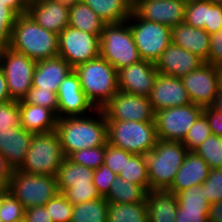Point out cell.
Wrapping results in <instances>:
<instances>
[{
	"label": "cell",
	"instance_id": "obj_1",
	"mask_svg": "<svg viewBox=\"0 0 222 222\" xmlns=\"http://www.w3.org/2000/svg\"><path fill=\"white\" fill-rule=\"evenodd\" d=\"M90 114L58 118L55 131L65 157L74 151L106 146L108 142L106 116L102 109L92 112L96 117Z\"/></svg>",
	"mask_w": 222,
	"mask_h": 222
},
{
	"label": "cell",
	"instance_id": "obj_2",
	"mask_svg": "<svg viewBox=\"0 0 222 222\" xmlns=\"http://www.w3.org/2000/svg\"><path fill=\"white\" fill-rule=\"evenodd\" d=\"M9 48L35 61L53 58L58 56V34L38 25L27 13L18 15Z\"/></svg>",
	"mask_w": 222,
	"mask_h": 222
},
{
	"label": "cell",
	"instance_id": "obj_3",
	"mask_svg": "<svg viewBox=\"0 0 222 222\" xmlns=\"http://www.w3.org/2000/svg\"><path fill=\"white\" fill-rule=\"evenodd\" d=\"M73 70L78 75L82 91L96 109H102L119 91L117 70L101 56Z\"/></svg>",
	"mask_w": 222,
	"mask_h": 222
},
{
	"label": "cell",
	"instance_id": "obj_4",
	"mask_svg": "<svg viewBox=\"0 0 222 222\" xmlns=\"http://www.w3.org/2000/svg\"><path fill=\"white\" fill-rule=\"evenodd\" d=\"M188 151L181 141L158 139L156 146L145 155L150 190H167L172 185Z\"/></svg>",
	"mask_w": 222,
	"mask_h": 222
},
{
	"label": "cell",
	"instance_id": "obj_5",
	"mask_svg": "<svg viewBox=\"0 0 222 222\" xmlns=\"http://www.w3.org/2000/svg\"><path fill=\"white\" fill-rule=\"evenodd\" d=\"M100 56L117 71L142 60L127 21L104 25L100 36Z\"/></svg>",
	"mask_w": 222,
	"mask_h": 222
},
{
	"label": "cell",
	"instance_id": "obj_6",
	"mask_svg": "<svg viewBox=\"0 0 222 222\" xmlns=\"http://www.w3.org/2000/svg\"><path fill=\"white\" fill-rule=\"evenodd\" d=\"M65 155L56 131L33 134L21 171L39 175L57 176Z\"/></svg>",
	"mask_w": 222,
	"mask_h": 222
},
{
	"label": "cell",
	"instance_id": "obj_7",
	"mask_svg": "<svg viewBox=\"0 0 222 222\" xmlns=\"http://www.w3.org/2000/svg\"><path fill=\"white\" fill-rule=\"evenodd\" d=\"M108 143L133 154H148L158 141L155 122L107 121Z\"/></svg>",
	"mask_w": 222,
	"mask_h": 222
},
{
	"label": "cell",
	"instance_id": "obj_8",
	"mask_svg": "<svg viewBox=\"0 0 222 222\" xmlns=\"http://www.w3.org/2000/svg\"><path fill=\"white\" fill-rule=\"evenodd\" d=\"M7 190L27 209L45 204L58 190L57 178L15 169Z\"/></svg>",
	"mask_w": 222,
	"mask_h": 222
},
{
	"label": "cell",
	"instance_id": "obj_9",
	"mask_svg": "<svg viewBox=\"0 0 222 222\" xmlns=\"http://www.w3.org/2000/svg\"><path fill=\"white\" fill-rule=\"evenodd\" d=\"M93 174V169L65 158L56 176L58 190L73 206L101 198L93 184Z\"/></svg>",
	"mask_w": 222,
	"mask_h": 222
},
{
	"label": "cell",
	"instance_id": "obj_10",
	"mask_svg": "<svg viewBox=\"0 0 222 222\" xmlns=\"http://www.w3.org/2000/svg\"><path fill=\"white\" fill-rule=\"evenodd\" d=\"M142 60L155 63L171 43L172 28L139 18L134 12L126 20Z\"/></svg>",
	"mask_w": 222,
	"mask_h": 222
},
{
	"label": "cell",
	"instance_id": "obj_11",
	"mask_svg": "<svg viewBox=\"0 0 222 222\" xmlns=\"http://www.w3.org/2000/svg\"><path fill=\"white\" fill-rule=\"evenodd\" d=\"M0 66L4 72L10 97L23 100L32 88L36 61L11 48L0 50Z\"/></svg>",
	"mask_w": 222,
	"mask_h": 222
},
{
	"label": "cell",
	"instance_id": "obj_12",
	"mask_svg": "<svg viewBox=\"0 0 222 222\" xmlns=\"http://www.w3.org/2000/svg\"><path fill=\"white\" fill-rule=\"evenodd\" d=\"M203 109L204 107L191 103L155 112L154 122L158 139L182 142L203 113Z\"/></svg>",
	"mask_w": 222,
	"mask_h": 222
},
{
	"label": "cell",
	"instance_id": "obj_13",
	"mask_svg": "<svg viewBox=\"0 0 222 222\" xmlns=\"http://www.w3.org/2000/svg\"><path fill=\"white\" fill-rule=\"evenodd\" d=\"M58 56L74 69L100 56V37L67 26L58 34Z\"/></svg>",
	"mask_w": 222,
	"mask_h": 222
},
{
	"label": "cell",
	"instance_id": "obj_14",
	"mask_svg": "<svg viewBox=\"0 0 222 222\" xmlns=\"http://www.w3.org/2000/svg\"><path fill=\"white\" fill-rule=\"evenodd\" d=\"M107 121L154 122L149 97L118 91L102 108Z\"/></svg>",
	"mask_w": 222,
	"mask_h": 222
},
{
	"label": "cell",
	"instance_id": "obj_15",
	"mask_svg": "<svg viewBox=\"0 0 222 222\" xmlns=\"http://www.w3.org/2000/svg\"><path fill=\"white\" fill-rule=\"evenodd\" d=\"M181 80L193 104L202 107L214 104L219 90L215 66L204 62L196 70L182 76Z\"/></svg>",
	"mask_w": 222,
	"mask_h": 222
},
{
	"label": "cell",
	"instance_id": "obj_16",
	"mask_svg": "<svg viewBox=\"0 0 222 222\" xmlns=\"http://www.w3.org/2000/svg\"><path fill=\"white\" fill-rule=\"evenodd\" d=\"M186 4L187 0H138L133 12L141 19L172 28L184 22Z\"/></svg>",
	"mask_w": 222,
	"mask_h": 222
},
{
	"label": "cell",
	"instance_id": "obj_17",
	"mask_svg": "<svg viewBox=\"0 0 222 222\" xmlns=\"http://www.w3.org/2000/svg\"><path fill=\"white\" fill-rule=\"evenodd\" d=\"M57 97L58 118L84 116L87 115V112L96 110L82 91L80 80L74 70L61 82L57 90Z\"/></svg>",
	"mask_w": 222,
	"mask_h": 222
},
{
	"label": "cell",
	"instance_id": "obj_18",
	"mask_svg": "<svg viewBox=\"0 0 222 222\" xmlns=\"http://www.w3.org/2000/svg\"><path fill=\"white\" fill-rule=\"evenodd\" d=\"M157 75L155 63L140 60L117 71L118 90L149 97Z\"/></svg>",
	"mask_w": 222,
	"mask_h": 222
},
{
	"label": "cell",
	"instance_id": "obj_19",
	"mask_svg": "<svg viewBox=\"0 0 222 222\" xmlns=\"http://www.w3.org/2000/svg\"><path fill=\"white\" fill-rule=\"evenodd\" d=\"M154 112L191 104V100L181 78L158 73L149 96Z\"/></svg>",
	"mask_w": 222,
	"mask_h": 222
},
{
	"label": "cell",
	"instance_id": "obj_20",
	"mask_svg": "<svg viewBox=\"0 0 222 222\" xmlns=\"http://www.w3.org/2000/svg\"><path fill=\"white\" fill-rule=\"evenodd\" d=\"M202 63L204 62L193 53L170 43L155 62V68L161 75L181 78L196 70Z\"/></svg>",
	"mask_w": 222,
	"mask_h": 222
},
{
	"label": "cell",
	"instance_id": "obj_21",
	"mask_svg": "<svg viewBox=\"0 0 222 222\" xmlns=\"http://www.w3.org/2000/svg\"><path fill=\"white\" fill-rule=\"evenodd\" d=\"M27 14L38 25L57 34L69 26V10L55 0H30Z\"/></svg>",
	"mask_w": 222,
	"mask_h": 222
},
{
	"label": "cell",
	"instance_id": "obj_22",
	"mask_svg": "<svg viewBox=\"0 0 222 222\" xmlns=\"http://www.w3.org/2000/svg\"><path fill=\"white\" fill-rule=\"evenodd\" d=\"M211 168L207 162L194 151H188L184 163L175 175L172 185L167 189L174 194L190 188L202 185L208 178Z\"/></svg>",
	"mask_w": 222,
	"mask_h": 222
},
{
	"label": "cell",
	"instance_id": "obj_23",
	"mask_svg": "<svg viewBox=\"0 0 222 222\" xmlns=\"http://www.w3.org/2000/svg\"><path fill=\"white\" fill-rule=\"evenodd\" d=\"M171 43L188 50L203 62H208L210 35L206 30L180 23L172 27Z\"/></svg>",
	"mask_w": 222,
	"mask_h": 222
},
{
	"label": "cell",
	"instance_id": "obj_24",
	"mask_svg": "<svg viewBox=\"0 0 222 222\" xmlns=\"http://www.w3.org/2000/svg\"><path fill=\"white\" fill-rule=\"evenodd\" d=\"M71 71V65L60 56L36 61L32 87L57 93L61 82Z\"/></svg>",
	"mask_w": 222,
	"mask_h": 222
},
{
	"label": "cell",
	"instance_id": "obj_25",
	"mask_svg": "<svg viewBox=\"0 0 222 222\" xmlns=\"http://www.w3.org/2000/svg\"><path fill=\"white\" fill-rule=\"evenodd\" d=\"M33 133L17 126L0 132V153L5 156L14 169L24 162L29 150Z\"/></svg>",
	"mask_w": 222,
	"mask_h": 222
},
{
	"label": "cell",
	"instance_id": "obj_26",
	"mask_svg": "<svg viewBox=\"0 0 222 222\" xmlns=\"http://www.w3.org/2000/svg\"><path fill=\"white\" fill-rule=\"evenodd\" d=\"M20 126L33 134L55 131L58 116L42 106L19 101Z\"/></svg>",
	"mask_w": 222,
	"mask_h": 222
},
{
	"label": "cell",
	"instance_id": "obj_27",
	"mask_svg": "<svg viewBox=\"0 0 222 222\" xmlns=\"http://www.w3.org/2000/svg\"><path fill=\"white\" fill-rule=\"evenodd\" d=\"M148 222H175L176 195L169 190H149L146 195Z\"/></svg>",
	"mask_w": 222,
	"mask_h": 222
},
{
	"label": "cell",
	"instance_id": "obj_28",
	"mask_svg": "<svg viewBox=\"0 0 222 222\" xmlns=\"http://www.w3.org/2000/svg\"><path fill=\"white\" fill-rule=\"evenodd\" d=\"M88 5L106 24L122 23L133 12L131 0H81Z\"/></svg>",
	"mask_w": 222,
	"mask_h": 222
},
{
	"label": "cell",
	"instance_id": "obj_29",
	"mask_svg": "<svg viewBox=\"0 0 222 222\" xmlns=\"http://www.w3.org/2000/svg\"><path fill=\"white\" fill-rule=\"evenodd\" d=\"M69 26L101 36L106 24L88 5L80 1L69 10Z\"/></svg>",
	"mask_w": 222,
	"mask_h": 222
},
{
	"label": "cell",
	"instance_id": "obj_30",
	"mask_svg": "<svg viewBox=\"0 0 222 222\" xmlns=\"http://www.w3.org/2000/svg\"><path fill=\"white\" fill-rule=\"evenodd\" d=\"M147 191L140 185L133 184L117 175L109 193L104 197L110 203L146 202Z\"/></svg>",
	"mask_w": 222,
	"mask_h": 222
},
{
	"label": "cell",
	"instance_id": "obj_31",
	"mask_svg": "<svg viewBox=\"0 0 222 222\" xmlns=\"http://www.w3.org/2000/svg\"><path fill=\"white\" fill-rule=\"evenodd\" d=\"M107 222H148L146 202L108 204Z\"/></svg>",
	"mask_w": 222,
	"mask_h": 222
},
{
	"label": "cell",
	"instance_id": "obj_32",
	"mask_svg": "<svg viewBox=\"0 0 222 222\" xmlns=\"http://www.w3.org/2000/svg\"><path fill=\"white\" fill-rule=\"evenodd\" d=\"M108 204L101 197L75 205L71 222H107Z\"/></svg>",
	"mask_w": 222,
	"mask_h": 222
},
{
	"label": "cell",
	"instance_id": "obj_33",
	"mask_svg": "<svg viewBox=\"0 0 222 222\" xmlns=\"http://www.w3.org/2000/svg\"><path fill=\"white\" fill-rule=\"evenodd\" d=\"M118 176L133 184L142 186L147 192L150 190V181L145 155L134 154L132 157H126L125 166Z\"/></svg>",
	"mask_w": 222,
	"mask_h": 222
},
{
	"label": "cell",
	"instance_id": "obj_34",
	"mask_svg": "<svg viewBox=\"0 0 222 222\" xmlns=\"http://www.w3.org/2000/svg\"><path fill=\"white\" fill-rule=\"evenodd\" d=\"M178 205L186 209H209L206 199L205 185L192 186L175 194Z\"/></svg>",
	"mask_w": 222,
	"mask_h": 222
},
{
	"label": "cell",
	"instance_id": "obj_35",
	"mask_svg": "<svg viewBox=\"0 0 222 222\" xmlns=\"http://www.w3.org/2000/svg\"><path fill=\"white\" fill-rule=\"evenodd\" d=\"M194 152L202 157L211 169L222 168V144L219 136H209Z\"/></svg>",
	"mask_w": 222,
	"mask_h": 222
},
{
	"label": "cell",
	"instance_id": "obj_36",
	"mask_svg": "<svg viewBox=\"0 0 222 222\" xmlns=\"http://www.w3.org/2000/svg\"><path fill=\"white\" fill-rule=\"evenodd\" d=\"M24 215L22 204L8 190H0V220L13 222L24 219Z\"/></svg>",
	"mask_w": 222,
	"mask_h": 222
},
{
	"label": "cell",
	"instance_id": "obj_37",
	"mask_svg": "<svg viewBox=\"0 0 222 222\" xmlns=\"http://www.w3.org/2000/svg\"><path fill=\"white\" fill-rule=\"evenodd\" d=\"M212 135L211 128L206 116L202 113L189 129L182 144L189 150L194 151L199 147L209 136Z\"/></svg>",
	"mask_w": 222,
	"mask_h": 222
},
{
	"label": "cell",
	"instance_id": "obj_38",
	"mask_svg": "<svg viewBox=\"0 0 222 222\" xmlns=\"http://www.w3.org/2000/svg\"><path fill=\"white\" fill-rule=\"evenodd\" d=\"M105 146L82 149L70 153L66 158L75 164L97 169L104 164Z\"/></svg>",
	"mask_w": 222,
	"mask_h": 222
},
{
	"label": "cell",
	"instance_id": "obj_39",
	"mask_svg": "<svg viewBox=\"0 0 222 222\" xmlns=\"http://www.w3.org/2000/svg\"><path fill=\"white\" fill-rule=\"evenodd\" d=\"M45 207L53 222H71L74 206L61 192L53 196Z\"/></svg>",
	"mask_w": 222,
	"mask_h": 222
},
{
	"label": "cell",
	"instance_id": "obj_40",
	"mask_svg": "<svg viewBox=\"0 0 222 222\" xmlns=\"http://www.w3.org/2000/svg\"><path fill=\"white\" fill-rule=\"evenodd\" d=\"M208 17V0H188L185 8L184 22L195 28L205 30Z\"/></svg>",
	"mask_w": 222,
	"mask_h": 222
},
{
	"label": "cell",
	"instance_id": "obj_41",
	"mask_svg": "<svg viewBox=\"0 0 222 222\" xmlns=\"http://www.w3.org/2000/svg\"><path fill=\"white\" fill-rule=\"evenodd\" d=\"M23 100L26 103L42 106L44 108L52 110L58 116L57 93L51 90H44L38 87H32Z\"/></svg>",
	"mask_w": 222,
	"mask_h": 222
},
{
	"label": "cell",
	"instance_id": "obj_42",
	"mask_svg": "<svg viewBox=\"0 0 222 222\" xmlns=\"http://www.w3.org/2000/svg\"><path fill=\"white\" fill-rule=\"evenodd\" d=\"M20 126L19 101L0 103V132Z\"/></svg>",
	"mask_w": 222,
	"mask_h": 222
},
{
	"label": "cell",
	"instance_id": "obj_43",
	"mask_svg": "<svg viewBox=\"0 0 222 222\" xmlns=\"http://www.w3.org/2000/svg\"><path fill=\"white\" fill-rule=\"evenodd\" d=\"M16 14L0 1V50L9 48Z\"/></svg>",
	"mask_w": 222,
	"mask_h": 222
},
{
	"label": "cell",
	"instance_id": "obj_44",
	"mask_svg": "<svg viewBox=\"0 0 222 222\" xmlns=\"http://www.w3.org/2000/svg\"><path fill=\"white\" fill-rule=\"evenodd\" d=\"M133 155V153L113 146L107 142L105 146L104 164L116 175H119L120 171L125 166L126 157H132Z\"/></svg>",
	"mask_w": 222,
	"mask_h": 222
},
{
	"label": "cell",
	"instance_id": "obj_45",
	"mask_svg": "<svg viewBox=\"0 0 222 222\" xmlns=\"http://www.w3.org/2000/svg\"><path fill=\"white\" fill-rule=\"evenodd\" d=\"M205 185L206 199L209 204L222 200V168L211 169Z\"/></svg>",
	"mask_w": 222,
	"mask_h": 222
},
{
	"label": "cell",
	"instance_id": "obj_46",
	"mask_svg": "<svg viewBox=\"0 0 222 222\" xmlns=\"http://www.w3.org/2000/svg\"><path fill=\"white\" fill-rule=\"evenodd\" d=\"M116 177L117 175L105 164H102L99 168L94 169L92 180L101 197L104 198L109 193L111 184Z\"/></svg>",
	"mask_w": 222,
	"mask_h": 222
},
{
	"label": "cell",
	"instance_id": "obj_47",
	"mask_svg": "<svg viewBox=\"0 0 222 222\" xmlns=\"http://www.w3.org/2000/svg\"><path fill=\"white\" fill-rule=\"evenodd\" d=\"M222 28V5L211 3L208 0V17L205 30L209 35Z\"/></svg>",
	"mask_w": 222,
	"mask_h": 222
},
{
	"label": "cell",
	"instance_id": "obj_48",
	"mask_svg": "<svg viewBox=\"0 0 222 222\" xmlns=\"http://www.w3.org/2000/svg\"><path fill=\"white\" fill-rule=\"evenodd\" d=\"M209 209H186L178 205L175 222H208Z\"/></svg>",
	"mask_w": 222,
	"mask_h": 222
},
{
	"label": "cell",
	"instance_id": "obj_49",
	"mask_svg": "<svg viewBox=\"0 0 222 222\" xmlns=\"http://www.w3.org/2000/svg\"><path fill=\"white\" fill-rule=\"evenodd\" d=\"M207 63L213 66L222 64V28L210 35V52Z\"/></svg>",
	"mask_w": 222,
	"mask_h": 222
},
{
	"label": "cell",
	"instance_id": "obj_50",
	"mask_svg": "<svg viewBox=\"0 0 222 222\" xmlns=\"http://www.w3.org/2000/svg\"><path fill=\"white\" fill-rule=\"evenodd\" d=\"M203 114L206 116L212 135H222V113L215 110L212 106L204 107Z\"/></svg>",
	"mask_w": 222,
	"mask_h": 222
},
{
	"label": "cell",
	"instance_id": "obj_51",
	"mask_svg": "<svg viewBox=\"0 0 222 222\" xmlns=\"http://www.w3.org/2000/svg\"><path fill=\"white\" fill-rule=\"evenodd\" d=\"M26 222H53L45 206H36L25 209Z\"/></svg>",
	"mask_w": 222,
	"mask_h": 222
},
{
	"label": "cell",
	"instance_id": "obj_52",
	"mask_svg": "<svg viewBox=\"0 0 222 222\" xmlns=\"http://www.w3.org/2000/svg\"><path fill=\"white\" fill-rule=\"evenodd\" d=\"M15 169L8 162L4 155L0 153V190H7L10 179Z\"/></svg>",
	"mask_w": 222,
	"mask_h": 222
},
{
	"label": "cell",
	"instance_id": "obj_53",
	"mask_svg": "<svg viewBox=\"0 0 222 222\" xmlns=\"http://www.w3.org/2000/svg\"><path fill=\"white\" fill-rule=\"evenodd\" d=\"M8 6L17 16L26 14L30 0H0Z\"/></svg>",
	"mask_w": 222,
	"mask_h": 222
},
{
	"label": "cell",
	"instance_id": "obj_54",
	"mask_svg": "<svg viewBox=\"0 0 222 222\" xmlns=\"http://www.w3.org/2000/svg\"><path fill=\"white\" fill-rule=\"evenodd\" d=\"M208 222H222V200L209 206Z\"/></svg>",
	"mask_w": 222,
	"mask_h": 222
},
{
	"label": "cell",
	"instance_id": "obj_55",
	"mask_svg": "<svg viewBox=\"0 0 222 222\" xmlns=\"http://www.w3.org/2000/svg\"><path fill=\"white\" fill-rule=\"evenodd\" d=\"M13 100L10 97L7 81L4 72L0 66V103H5Z\"/></svg>",
	"mask_w": 222,
	"mask_h": 222
},
{
	"label": "cell",
	"instance_id": "obj_56",
	"mask_svg": "<svg viewBox=\"0 0 222 222\" xmlns=\"http://www.w3.org/2000/svg\"><path fill=\"white\" fill-rule=\"evenodd\" d=\"M212 107L218 112L222 113V89L219 88L218 93L216 95V99Z\"/></svg>",
	"mask_w": 222,
	"mask_h": 222
},
{
	"label": "cell",
	"instance_id": "obj_57",
	"mask_svg": "<svg viewBox=\"0 0 222 222\" xmlns=\"http://www.w3.org/2000/svg\"><path fill=\"white\" fill-rule=\"evenodd\" d=\"M58 2L61 6L64 8L70 10L73 8L77 3H79L81 0H55Z\"/></svg>",
	"mask_w": 222,
	"mask_h": 222
},
{
	"label": "cell",
	"instance_id": "obj_58",
	"mask_svg": "<svg viewBox=\"0 0 222 222\" xmlns=\"http://www.w3.org/2000/svg\"><path fill=\"white\" fill-rule=\"evenodd\" d=\"M215 68L218 75L219 88L222 89V64L215 66Z\"/></svg>",
	"mask_w": 222,
	"mask_h": 222
},
{
	"label": "cell",
	"instance_id": "obj_59",
	"mask_svg": "<svg viewBox=\"0 0 222 222\" xmlns=\"http://www.w3.org/2000/svg\"><path fill=\"white\" fill-rule=\"evenodd\" d=\"M211 3L222 5V0H209Z\"/></svg>",
	"mask_w": 222,
	"mask_h": 222
},
{
	"label": "cell",
	"instance_id": "obj_60",
	"mask_svg": "<svg viewBox=\"0 0 222 222\" xmlns=\"http://www.w3.org/2000/svg\"><path fill=\"white\" fill-rule=\"evenodd\" d=\"M13 222H26V221H25V219H19V220L13 221Z\"/></svg>",
	"mask_w": 222,
	"mask_h": 222
},
{
	"label": "cell",
	"instance_id": "obj_61",
	"mask_svg": "<svg viewBox=\"0 0 222 222\" xmlns=\"http://www.w3.org/2000/svg\"><path fill=\"white\" fill-rule=\"evenodd\" d=\"M132 1V4H134L136 1H138V0H131Z\"/></svg>",
	"mask_w": 222,
	"mask_h": 222
},
{
	"label": "cell",
	"instance_id": "obj_62",
	"mask_svg": "<svg viewBox=\"0 0 222 222\" xmlns=\"http://www.w3.org/2000/svg\"><path fill=\"white\" fill-rule=\"evenodd\" d=\"M219 138H220V141H221V144H222V135H221V136H219Z\"/></svg>",
	"mask_w": 222,
	"mask_h": 222
}]
</instances>
